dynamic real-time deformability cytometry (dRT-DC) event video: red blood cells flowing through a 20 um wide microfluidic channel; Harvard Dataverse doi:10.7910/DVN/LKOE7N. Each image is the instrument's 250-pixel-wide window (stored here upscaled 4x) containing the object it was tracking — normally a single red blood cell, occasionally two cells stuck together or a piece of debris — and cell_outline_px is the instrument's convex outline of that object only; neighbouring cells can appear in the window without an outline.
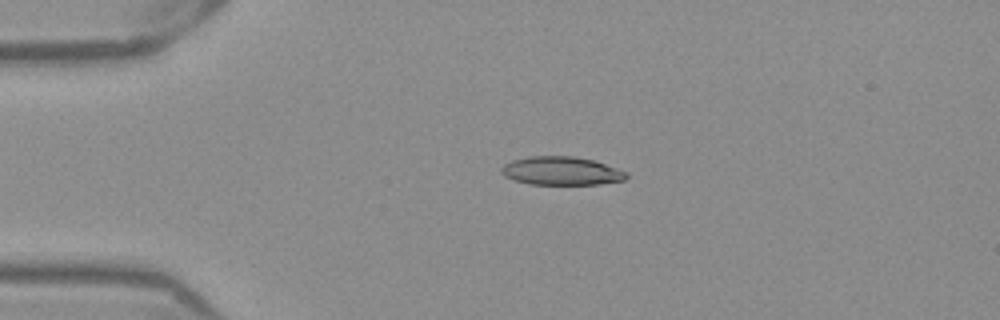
{"species": "Egyptian fruit bat (a non-hibernating species)", "species_latin": "Rousettus aegyptiacus", "temperature_condition": "warm", "stored_images_in_passage": 41, "camera_frame_rate_fps": 3000, "um_per_image_px": 0.085, "frame": {"image": 1, "passage_image": 1, "time_ms": 0.0, "image_size_px": [1000, 320], "cell_outline_px": [[628, 176], [624, 180], [600, 184], [528, 184], [512, 180], [504, 176], [500, 172], [500, 168], [504, 164], [512, 160], [528, 156], [572, 156], [592, 160], [628, 172]], "centroid_in_image_um": [47.66, 14.53], "position_along_channel_um": 37.3, "area_um2": 20.75}}
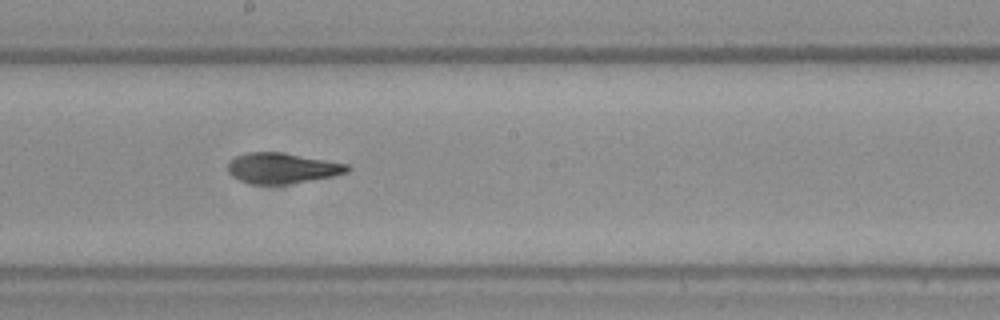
{"frame": {"image": 2, "passage_image": 18, "time_ms": 5.667, "image_size_px": [1000, 320], "cell_outline_px": [[352, 168], [348, 172], [332, 176], [288, 184], [248, 184], [232, 176], [228, 172], [228, 160], [244, 152], [284, 152], [348, 164]], "centroid_in_image_um": [23.95, 14.28], "position_along_channel_um": 224.2, "area_um2": 21.44}}
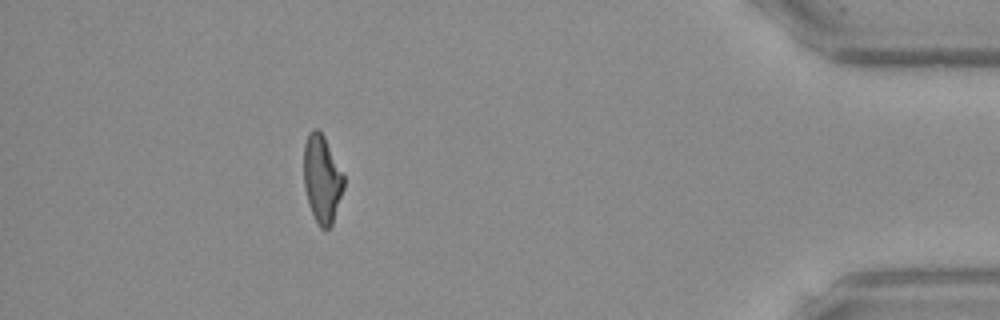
{"frame": {"image": 3, "passage_image": 36, "time_ms": 11.667, "image_size_px": [1000, 320], "cell_outline_px": [[344, 188], [332, 224], [328, 228], [320, 228], [308, 204], [304, 188], [304, 144], [308, 132], [312, 128], [316, 128], [324, 136], [344, 176]], "centroid_in_image_um": [27.36, 15.19], "position_along_channel_um": 407.8, "area_um2": 20.35}, "authors_computed_cell_mechanics": {"area_um2": 21.386, "velocity_mm_per_s": 3.9326, "shape_relaxation_time_tau1_ms": null, "shape_relaxation_time_tau2_ms": 2.3582, "deformation_change_tau1": null, "deformation_change_tau2": 0.1145}}